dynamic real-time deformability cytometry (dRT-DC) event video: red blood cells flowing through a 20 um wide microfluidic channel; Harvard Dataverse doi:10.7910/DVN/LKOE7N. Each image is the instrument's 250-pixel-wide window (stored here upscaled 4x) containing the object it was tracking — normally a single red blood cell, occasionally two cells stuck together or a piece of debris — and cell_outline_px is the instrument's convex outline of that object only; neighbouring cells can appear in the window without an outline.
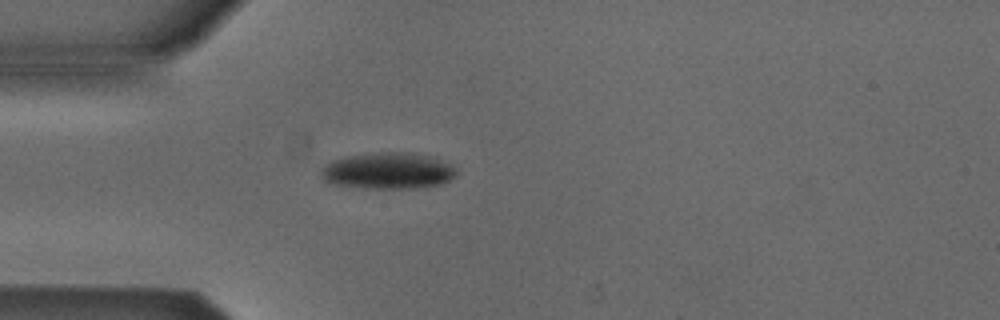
{"species": "Egyptian fruit bat (a non-hibernating species)", "species_latin": "Rousettus aegyptiacus", "temperature_condition": "cold", "stored_images_in_passage": 1, "camera_frame_rate_fps": 3000, "um_per_image_px": 0.085, "animal": {"sex": "male"}, "frame": {"image": 1, "passage_image": 1, "time_ms": 0.0, "image_size_px": [1000, 320], "cell_outline_px": [[456, 176], [440, 184], [416, 188], [364, 188], [332, 184], [324, 180], [320, 176], [320, 168], [324, 164], [332, 160], [344, 156], [388, 152], [396, 152], [424, 156], [448, 164], [456, 168]], "centroid_in_image_um": [32.87, 14.54], "position_along_channel_um": 52.1, "area_um2": 28.26}}